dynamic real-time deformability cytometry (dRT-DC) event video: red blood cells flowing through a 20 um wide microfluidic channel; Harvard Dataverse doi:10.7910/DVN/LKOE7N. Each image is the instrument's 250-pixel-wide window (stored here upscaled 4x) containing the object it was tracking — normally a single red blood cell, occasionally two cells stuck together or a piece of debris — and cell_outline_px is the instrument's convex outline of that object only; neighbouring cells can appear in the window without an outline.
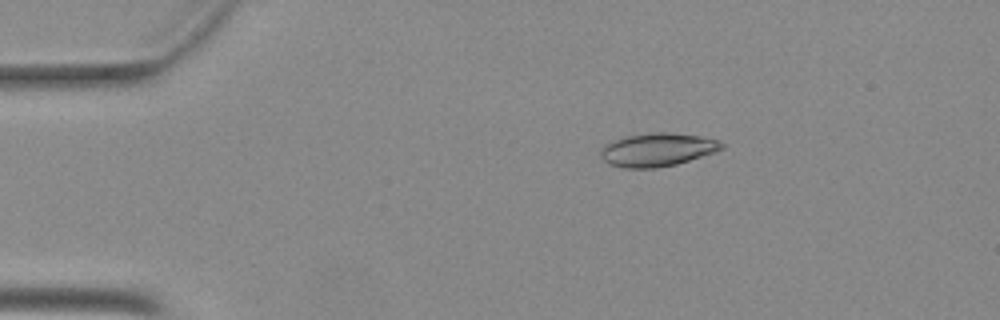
{"species": "Egyptian fruit bat (a non-hibernating species)", "species_latin": "Rousettus aegyptiacus", "temperature_condition": "warm", "stored_images_in_passage": 44, "camera_frame_rate_fps": 3000, "um_per_image_px": 0.085, "animal": {"sex": "female"}, "frame": {"image": 1, "passage_image": 6, "time_ms": 1.667, "image_size_px": [1000, 320], "cell_outline_px": [[724, 148], [716, 152], [676, 164], [656, 168], [624, 168], [608, 164], [600, 156], [600, 152], [608, 144], [624, 136], [656, 132], [668, 132], [700, 136], [720, 140], [724, 144]], "centroid_in_image_um": [55.92, 12.73], "position_along_channel_um": 29.1, "area_um2": 23.41}}
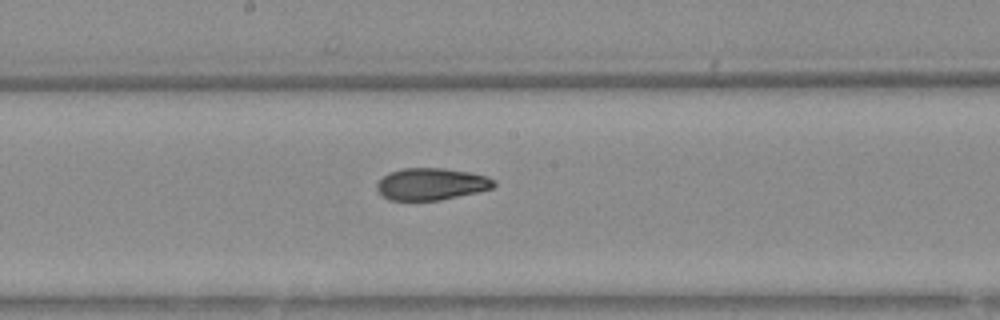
{"frame": {"image": 2, "passage_image": 24, "time_ms": 7.667, "image_size_px": [1000, 320], "cell_outline_px": [[496, 184], [492, 188], [476, 192], [440, 200], [388, 200], [380, 196], [376, 188], [376, 184], [388, 172], [404, 168], [444, 168], [468, 172], [484, 176], [496, 180]], "centroid_in_image_um": [36.61, 15.65], "position_along_channel_um": 211.6, "area_um2": 21.79}}
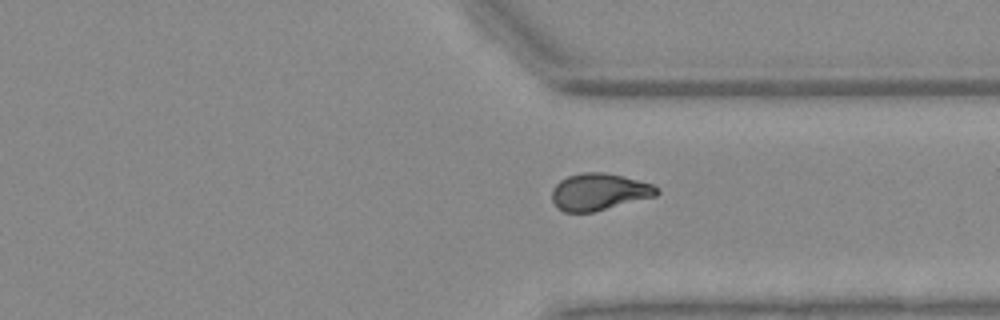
{"frame": {"image": 3, "passage_image": 35, "time_ms": 11.333, "image_size_px": [1000, 320], "cell_outline_px": [[660, 192], [656, 196], [592, 212], [564, 212], [556, 208], [552, 200], [552, 188], [560, 180], [568, 176], [584, 172], [600, 172], [624, 176], [652, 184], [660, 188]], "centroid_in_image_um": [50.92, 16.31], "position_along_channel_um": 360.5, "area_um2": 22.6}}